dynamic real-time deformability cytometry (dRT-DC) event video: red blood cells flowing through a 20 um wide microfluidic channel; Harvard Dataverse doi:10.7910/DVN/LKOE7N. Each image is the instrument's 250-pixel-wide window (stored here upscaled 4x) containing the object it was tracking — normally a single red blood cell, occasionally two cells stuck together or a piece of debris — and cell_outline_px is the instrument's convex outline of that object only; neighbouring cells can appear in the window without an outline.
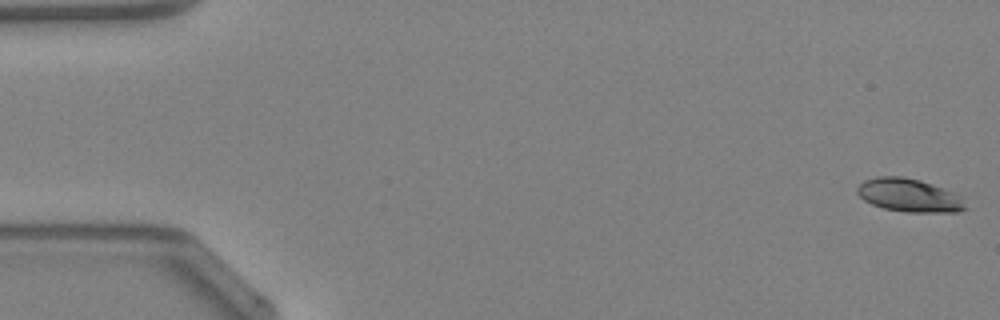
{"species": "Egyptian fruit bat (a non-hibernating species)", "species_latin": "Rousettus aegyptiacus", "temperature_condition": "warm", "stored_images_in_passage": 49, "camera_frame_rate_fps": 3000, "um_per_image_px": 0.085, "animal": {"sex": "female"}, "frame": {"image": 1, "passage_image": 1, "time_ms": 0.0, "image_size_px": [1000, 320], "cell_outline_px": [[968, 208], [956, 212], [908, 212], [884, 208], [872, 204], [864, 200], [856, 192], [856, 188], [864, 180], [876, 176], [904, 176], [920, 180], [944, 188], [964, 196]], "centroid_in_image_um": [77.32, 16.59], "position_along_channel_um": 7.7, "area_um2": 21.27}}
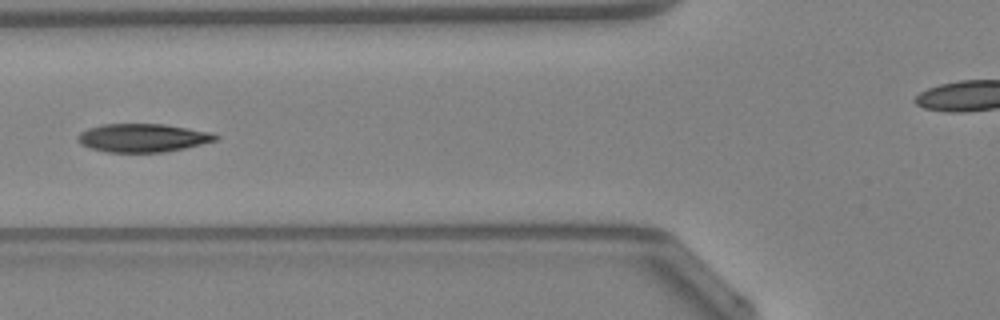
{"frame": {"image": 2, "passage_image": 19, "time_ms": 6.0, "image_size_px": [1000, 320], "cell_outline_px": [[220, 136], [216, 140], [184, 148], [164, 152], [104, 152], [88, 148], [80, 144], [76, 140], [76, 136], [80, 132], [88, 128], [104, 124], [164, 124], [188, 128], [208, 132]], "centroid_in_image_um": [12.06, 11.72], "position_along_channel_um": 113.7, "area_um2": 22.77}}
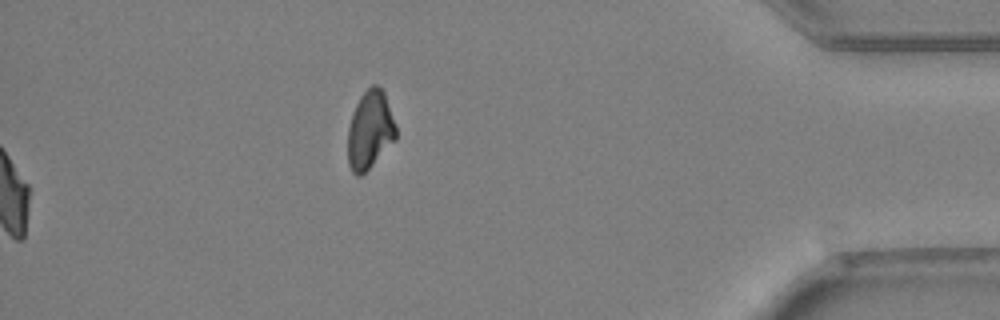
{"frame": {"image": 3, "passage_image": 49, "time_ms": 16.0, "image_size_px": [1000, 320], "cell_outline_px": [[396, 140], [360, 176], [356, 176], [352, 172], [348, 164], [348, 128], [356, 104], [360, 96], [372, 84], [376, 84], [384, 92], [396, 124]], "centroid_in_image_um": [31.45, 11.05], "position_along_channel_um": 403.8, "area_um2": 21.79}, "authors_computed_cell_mechanics": {"area_um2": 22.6576, "velocity_mm_per_s": 4.2826, "shape_relaxation_time_tau1_ms": 3.3925, "shape_relaxation_time_tau2_ms": 3.2632, "deformation_change_tau1": 0.1327, "deformation_change_tau2": 0.0896}}